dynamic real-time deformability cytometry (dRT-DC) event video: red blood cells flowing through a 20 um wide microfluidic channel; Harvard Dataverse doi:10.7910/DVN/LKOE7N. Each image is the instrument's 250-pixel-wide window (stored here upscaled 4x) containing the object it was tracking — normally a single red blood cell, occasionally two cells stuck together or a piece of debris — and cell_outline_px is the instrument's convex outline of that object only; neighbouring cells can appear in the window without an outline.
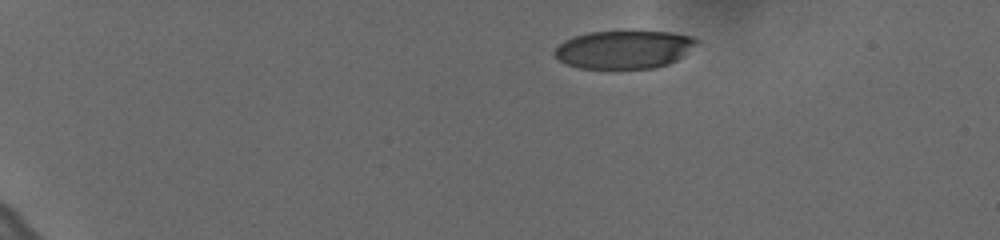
{"species": "human", "species_latin": "Homo sapiens", "temperature_condition": "cold", "stored_images_in_passage": 42, "camera_frame_rate_fps": 3000, "um_per_image_px": 0.085, "donor": {"sex": "female"}, "frame": {"image": 1, "passage_image": 1, "time_ms": 0.0, "image_size_px": [1000, 240], "cell_outline_px": [[700, 40], [676, 60], [668, 64], [652, 68], [580, 68], [568, 64], [560, 60], [552, 52], [564, 40], [588, 32], [668, 32], [692, 36]], "centroid_in_image_um": [53.02, 4.21], "position_along_channel_um": 32.0, "area_um2": 30.98}}
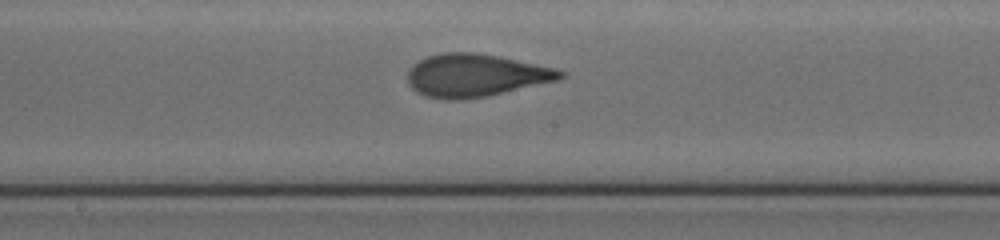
{"frame": {"image": 2, "passage_image": 24, "time_ms": 7.667, "image_size_px": [1000, 240], "cell_outline_px": [[564, 76], [560, 80], [488, 96], [464, 100], [444, 100], [424, 96], [416, 92], [408, 84], [408, 68], [412, 64], [428, 56], [444, 52], [476, 52], [500, 56], [556, 68], [564, 72]], "centroid_in_image_um": [40.41, 6.41], "position_along_channel_um": 207.8, "area_um2": 38.55}}
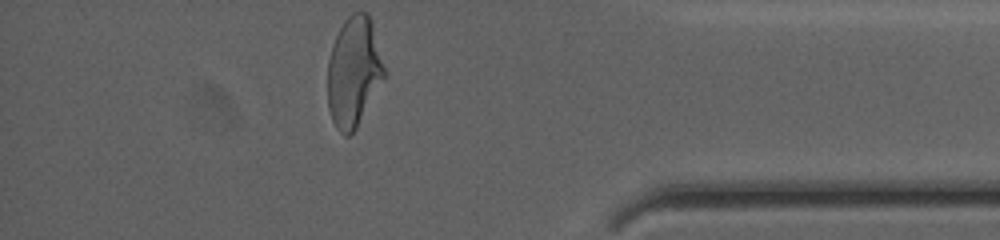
{"frame": {"image": 3, "passage_image": 42, "time_ms": 13.667, "image_size_px": [1000, 240], "cell_outline_px": [[388, 72], [356, 128], [348, 136], [344, 136], [336, 128], [332, 120], [328, 108], [328, 60], [332, 44], [344, 20], [352, 12], [368, 12]], "centroid_in_image_um": [30.08, 6.1], "position_along_channel_um": 405.1, "area_um2": 36.53}, "authors_computed_cell_mechanics": {"area_um2": 36.9053, "velocity_mm_per_s": 3.6313, "shape_relaxation_time_tau1_ms": 5.3681, "shape_relaxation_time_tau2_ms": 0.8466, "deformation_change_tau1": 0.2079, "deformation_change_tau2": 0.0716}}